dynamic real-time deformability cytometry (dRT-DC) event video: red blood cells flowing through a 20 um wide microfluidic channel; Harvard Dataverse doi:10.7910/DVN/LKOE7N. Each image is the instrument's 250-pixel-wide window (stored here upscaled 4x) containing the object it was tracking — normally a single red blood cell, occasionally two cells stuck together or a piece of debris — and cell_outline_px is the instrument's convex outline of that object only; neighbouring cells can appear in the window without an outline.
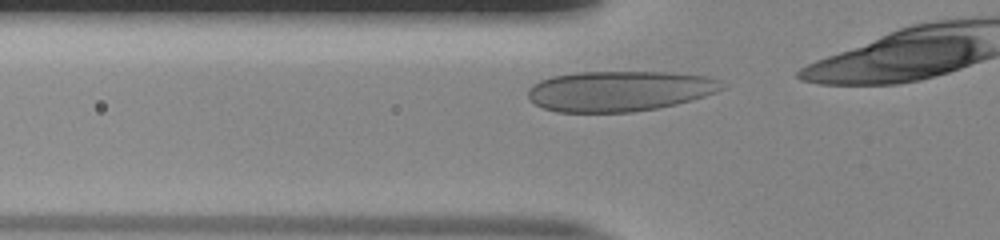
{"species": "human", "species_latin": "Homo sapiens", "temperature_condition": "room temperature", "stored_images_in_passage": 18, "camera_frame_rate_fps": 3000, "um_per_image_px": 0.085, "donor": {"sex": "male"}, "frame": {"image": 1, "passage_image": 2, "time_ms": 0.333, "image_size_px": [1000, 240], "cell_outline_px": [[724, 88], [716, 92], [692, 100], [676, 104], [656, 108], [632, 112], [556, 112], [544, 108], [536, 104], [528, 96], [528, 88], [532, 84], [540, 80], [552, 76], [576, 72], [668, 72], [704, 76], [720, 80]], "centroid_in_image_um": [52.63, 7.73], "position_along_channel_um": 73.2, "area_um2": 45.6}}
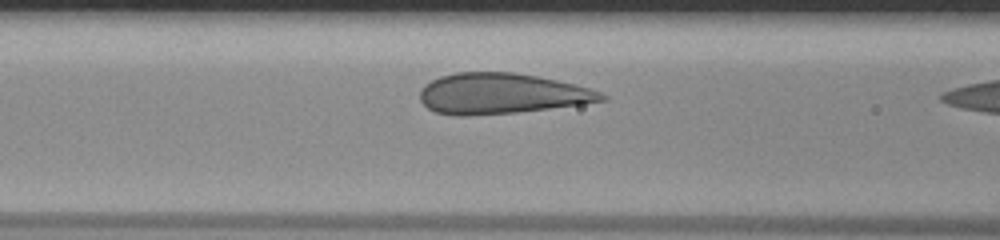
{"frame": {"image": 2, "passage_image": 6, "time_ms": 1.667, "image_size_px": [1000, 240], "cell_outline_px": [[608, 100], [580, 104], [516, 112], [468, 116], [456, 116], [436, 112], [428, 108], [420, 100], [420, 88], [424, 84], [440, 76], [456, 72], [516, 72], [576, 84], [592, 88], [608, 96]], "centroid_in_image_um": [42.62, 7.95], "position_along_channel_um": 124.0, "area_um2": 43.12}}
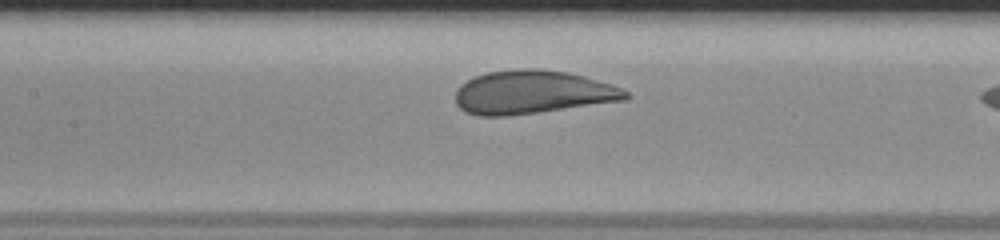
{"frame": {"image": 3, "passage_image": 9, "time_ms": 2.667, "image_size_px": [1000, 240], "cell_outline_px": [[632, 96], [628, 100], [508, 116], [480, 116], [464, 112], [456, 104], [456, 92], [460, 84], [476, 76], [488, 72], [516, 68], [540, 68], [568, 72], [608, 84], [620, 88], [628, 92]], "centroid_in_image_um": [45.24, 7.84], "position_along_channel_um": 162.2, "area_um2": 43.12}}